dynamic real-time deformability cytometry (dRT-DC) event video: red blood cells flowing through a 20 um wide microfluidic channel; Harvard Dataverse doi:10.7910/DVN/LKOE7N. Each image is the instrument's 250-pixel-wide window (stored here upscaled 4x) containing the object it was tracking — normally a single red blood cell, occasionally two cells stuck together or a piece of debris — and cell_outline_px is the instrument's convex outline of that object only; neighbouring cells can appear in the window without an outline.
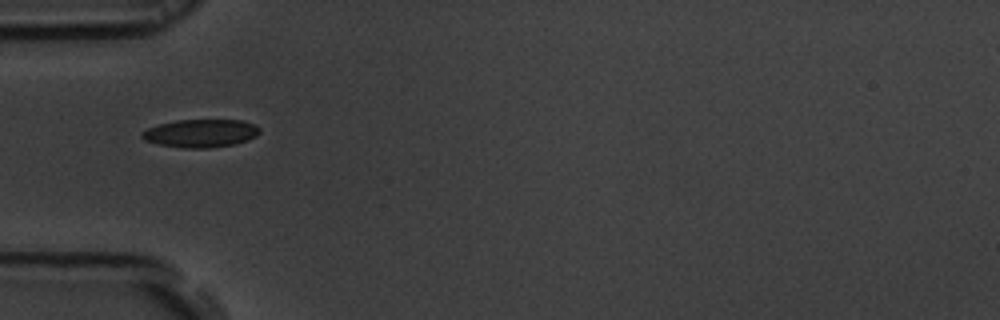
{"species": "common noctule bat (a hibernating species)", "species_latin": "Nyctalus noctula", "temperature_condition": "room temperature", "stored_images_in_passage": 38, "camera_frame_rate_fps": 3000, "um_per_image_px": 0.085, "animal": {"sex": "male", "body_mass_g": 19.5, "forearm_length_mm": 54.6}, "frame": {"image": 1, "passage_image": 1, "time_ms": 0.0, "image_size_px": [1000, 320], "cell_outline_px": [[260, 132], [256, 136], [248, 140], [232, 144], [208, 148], [184, 148], [160, 144], [144, 140], [140, 136], [140, 132], [148, 128], [160, 124], [176, 120], [244, 120], [256, 124], [260, 128]], "centroid_in_image_um": [17.08, 11.32], "position_along_channel_um": 67.9, "area_um2": 19.25}}
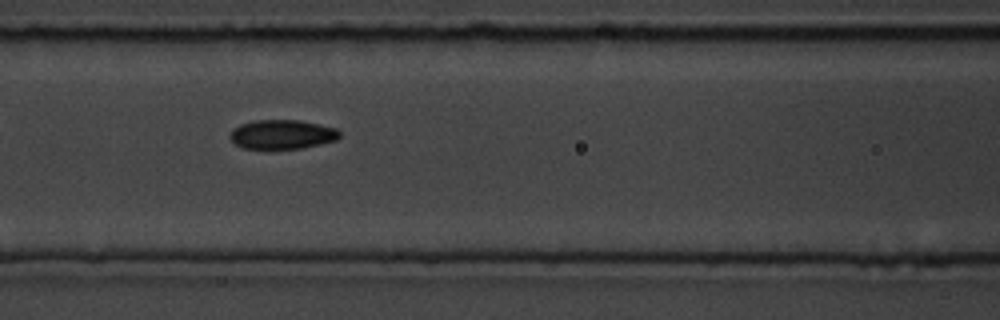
{"frame": {"image": 2, "passage_image": 7, "time_ms": 2.0, "image_size_px": [1000, 320], "cell_outline_px": [[340, 136], [336, 140], [320, 144], [300, 148], [244, 148], [236, 144], [228, 136], [232, 128], [240, 124], [256, 120], [300, 120], [320, 124], [336, 128], [340, 132]], "centroid_in_image_um": [23.97, 11.41], "position_along_channel_um": 142.6, "area_um2": 18.61}}
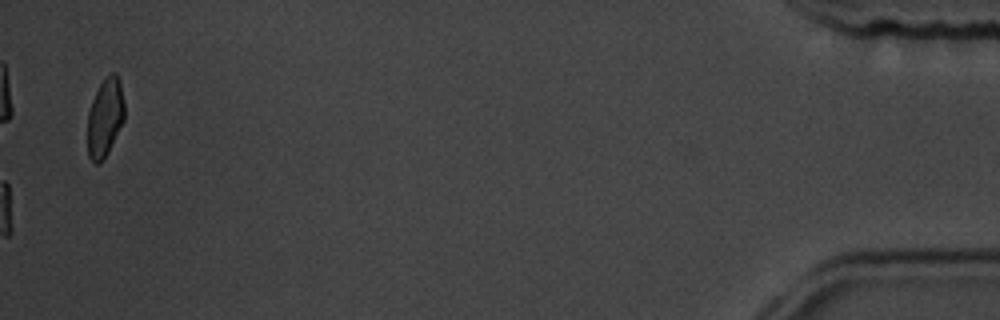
{"frame": {"image": 3, "passage_image": 37, "time_ms": 12.0, "image_size_px": [1000, 320], "cell_outline_px": [[124, 120], [108, 152], [100, 164], [96, 164], [88, 156], [88, 112], [92, 100], [104, 76], [108, 72], [116, 72], [120, 80], [124, 100]], "centroid_in_image_um": [8.94, 9.94], "position_along_channel_um": 426.3, "area_um2": 17.05}, "authors_computed_cell_mechanics": {"area_um2": 18.3515, "velocity_mm_per_s": 3.7333, "shape_relaxation_time_tau1_ms": 3.3091, "shape_relaxation_time_tau2_ms": 1.6632, "deformation_change_tau1": 0.1214, "deformation_change_tau2": 0.0697}}